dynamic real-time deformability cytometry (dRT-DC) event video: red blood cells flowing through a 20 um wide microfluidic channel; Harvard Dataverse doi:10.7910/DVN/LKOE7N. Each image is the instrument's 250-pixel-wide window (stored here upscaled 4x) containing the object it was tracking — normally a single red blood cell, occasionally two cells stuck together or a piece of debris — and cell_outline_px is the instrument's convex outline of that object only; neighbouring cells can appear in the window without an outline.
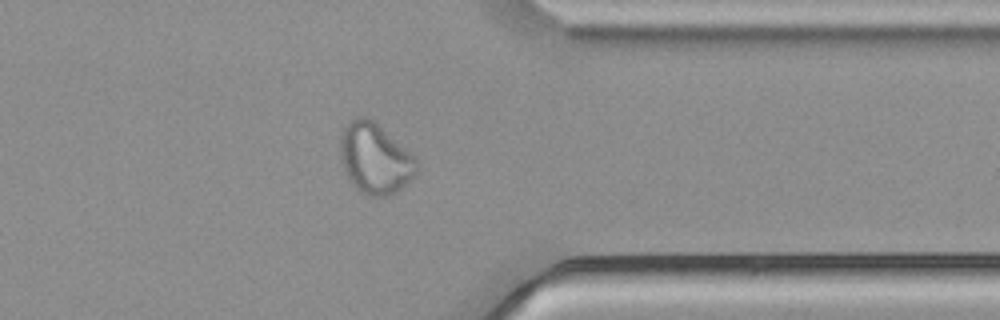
{"species": "common noctule bat (a hibernating species)", "species_latin": "Nyctalus noctula", "temperature_condition": "cold", "stored_images_in_passage": 41, "camera_frame_rate_fps": 3000, "um_per_image_px": 0.085, "animal": {"sex": "male", "body_mass_g": 21.5, "forearm_length_mm": 52.0}, "frame": {"image": 1, "passage_image": 30, "time_ms": 9.667, "image_size_px": [1000, 320], "cell_outline_px": [[416, 172], [396, 192], [388, 196], [368, 196], [360, 192], [352, 184], [344, 172], [340, 160], [340, 132], [348, 120], [356, 116], [364, 116], [372, 120], [404, 148], [416, 160]], "centroid_in_image_um": [31.78, 13.47], "position_along_channel_um": 379.6, "area_um2": 31.04}}